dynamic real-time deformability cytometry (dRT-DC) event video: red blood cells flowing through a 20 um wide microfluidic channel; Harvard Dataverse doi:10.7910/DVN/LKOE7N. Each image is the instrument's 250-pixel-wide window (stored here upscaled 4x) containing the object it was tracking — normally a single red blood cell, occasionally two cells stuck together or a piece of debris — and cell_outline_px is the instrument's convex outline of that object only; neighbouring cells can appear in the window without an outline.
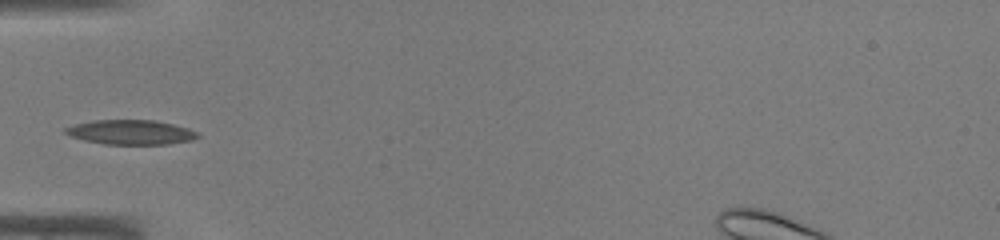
{"species": "common noctule bat (a hibernating species)", "species_latin": "Nyctalus noctula", "temperature_condition": "warm", "stored_images_in_passage": 23, "camera_frame_rate_fps": 3000, "um_per_image_px": 0.085, "animal": {"sex": "male", "body_mass_g": 19.0, "forearm_length_mm": 50.8}, "frame": {"image": 1, "passage_image": 1, "time_ms": 0.0, "image_size_px": [1000, 240], "cell_outline_px": [[200, 136], [192, 140], [168, 144], [104, 144], [84, 140], [72, 136], [64, 132], [64, 128], [76, 124], [92, 120], [156, 120], [188, 128], [200, 132]], "centroid_in_image_um": [11.15, 11.23], "position_along_channel_um": 73.8, "area_um2": 18.96}}
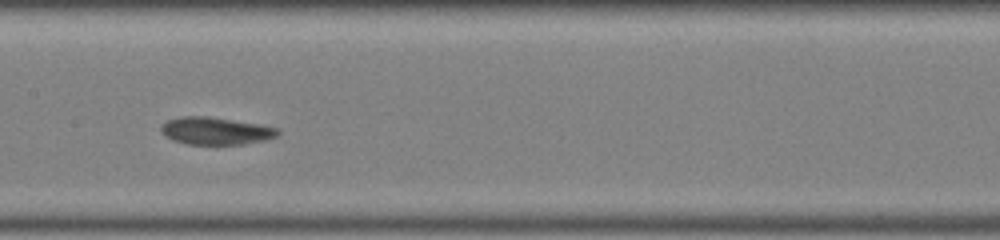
{"frame": {"image": 2, "passage_image": 9, "time_ms": 2.667, "image_size_px": [1000, 240], "cell_outline_px": [[280, 132], [276, 136], [264, 140], [244, 144], [188, 144], [172, 140], [164, 136], [160, 132], [160, 124], [168, 120], [180, 116], [208, 116], [260, 124], [280, 128]], "centroid_in_image_um": [18.3, 11.12], "position_along_channel_um": 189.1, "area_um2": 18.84}}
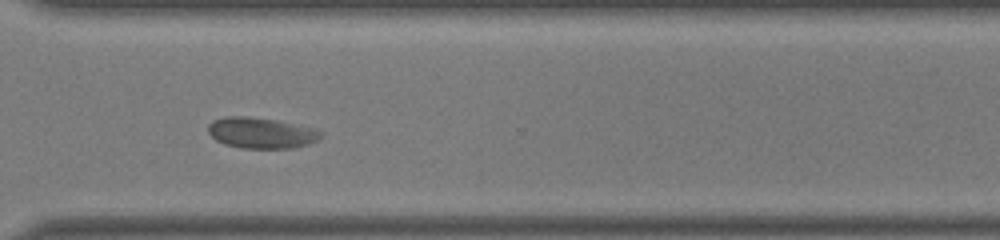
{"frame": {"image": 3, "passage_image": 20, "time_ms": 6.333, "image_size_px": [1000, 240], "cell_outline_px": [[324, 132], [320, 140], [308, 144], [292, 148], [240, 148], [224, 144], [216, 140], [208, 132], [208, 124], [212, 120], [224, 116], [248, 116], [276, 120], [316, 128]], "centroid_in_image_um": [22.22, 11.29], "position_along_channel_um": 348.4, "area_um2": 20.58}}